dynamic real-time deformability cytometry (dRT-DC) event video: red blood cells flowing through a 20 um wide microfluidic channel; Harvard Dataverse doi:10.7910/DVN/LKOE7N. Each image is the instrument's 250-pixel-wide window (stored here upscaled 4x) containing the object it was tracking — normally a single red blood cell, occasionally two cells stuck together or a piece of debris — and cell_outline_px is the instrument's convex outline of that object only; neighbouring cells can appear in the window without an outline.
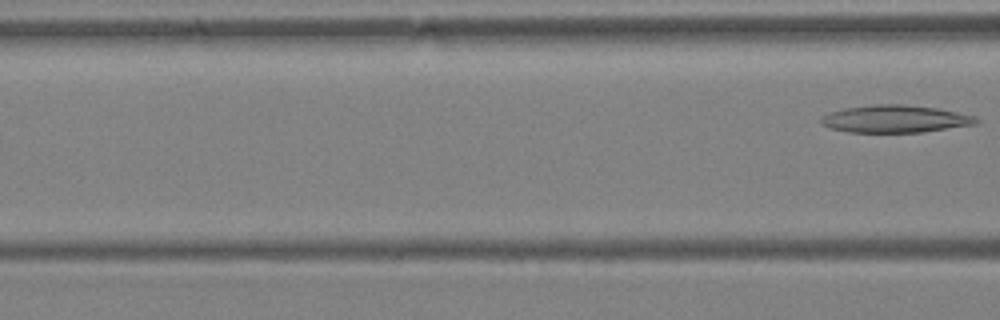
{"species": "Egyptian fruit bat (a non-hibernating species)", "species_latin": "Rousettus aegyptiacus", "temperature_condition": "warm", "stored_images_in_passage": 3, "camera_frame_rate_fps": 3000, "um_per_image_px": 0.085, "animal": {"sex": "female"}, "frame": {"image": 1, "passage_image": 3, "time_ms": 0.667, "image_size_px": [1000, 320], "cell_outline_px": [[980, 120], [976, 124], [924, 132], [848, 132], [832, 128], [820, 124], [820, 116], [844, 108], [876, 104], [904, 104], [936, 108], [976, 116]], "centroid_in_image_um": [76.09, 10.11], "position_along_channel_um": 90.5, "area_um2": 24.8}}